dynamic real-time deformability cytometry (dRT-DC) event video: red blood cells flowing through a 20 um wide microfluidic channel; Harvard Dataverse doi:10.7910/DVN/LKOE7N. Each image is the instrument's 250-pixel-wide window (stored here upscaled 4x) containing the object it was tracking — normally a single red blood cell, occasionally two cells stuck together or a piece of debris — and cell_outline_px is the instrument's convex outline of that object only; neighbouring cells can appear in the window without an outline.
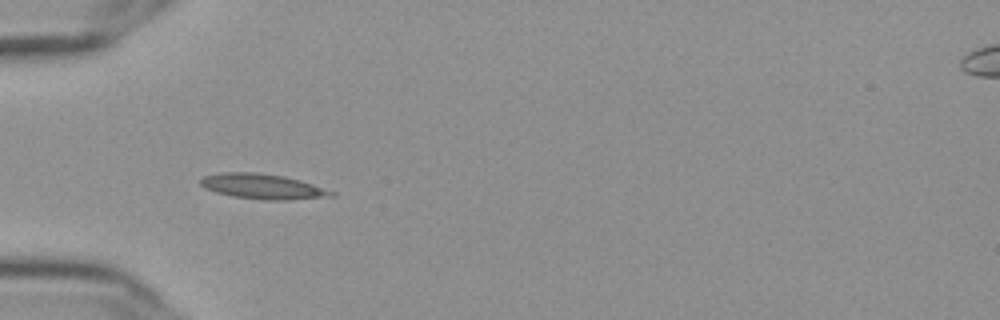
{"species": "Egyptian fruit bat (a non-hibernating species)", "species_latin": "Rousettus aegyptiacus", "temperature_condition": "cold", "stored_images_in_passage": 39, "camera_frame_rate_fps": 3000, "um_per_image_px": 0.085, "frame": {"image": 1, "passage_image": 1, "time_ms": 0.0, "image_size_px": [1000, 320], "cell_outline_px": [[336, 196], [288, 200], [268, 200], [232, 196], [216, 192], [204, 188], [200, 184], [200, 180], [204, 176], [220, 172], [256, 172], [284, 176], [300, 180], [336, 192]], "centroid_in_image_um": [22.33, 15.85], "position_along_channel_um": 62.7, "area_um2": 19.19}}
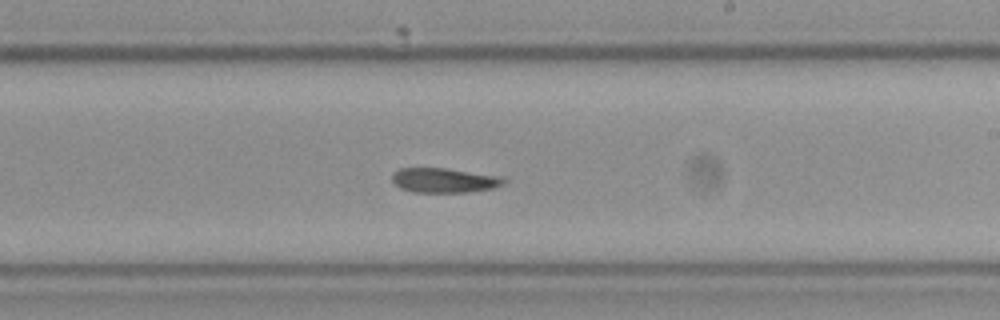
{"frame": {"image": 2, "passage_image": 17, "time_ms": 5.333, "image_size_px": [1000, 320], "cell_outline_px": [[508, 180], [504, 184], [492, 188], [468, 192], [412, 192], [400, 188], [392, 180], [392, 172], [400, 168], [444, 168], [504, 176]], "centroid_in_image_um": [37.78, 15.32], "position_along_channel_um": 251.2, "area_um2": 16.18}}
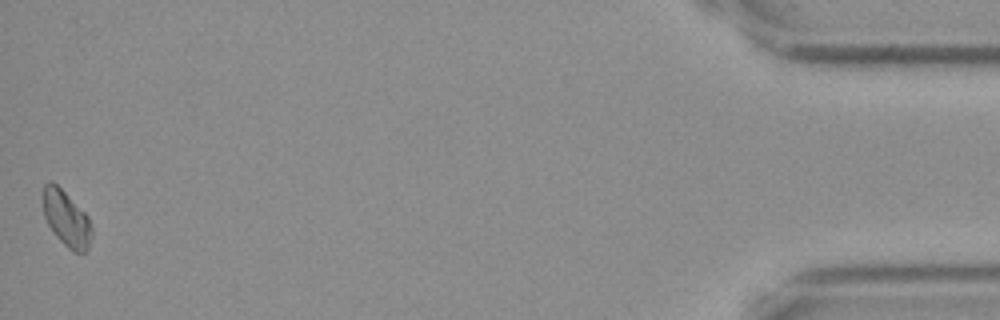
{"frame": {"image": 3, "passage_image": 39, "time_ms": 12.667, "image_size_px": [1000, 320], "cell_outline_px": [[92, 236], [88, 248], [84, 252], [72, 252], [56, 236], [48, 224], [44, 216], [44, 184], [52, 180], [88, 216], [92, 228]], "centroid_in_image_um": [5.66, 18.61], "position_along_channel_um": 429.5, "area_um2": 15.49}}